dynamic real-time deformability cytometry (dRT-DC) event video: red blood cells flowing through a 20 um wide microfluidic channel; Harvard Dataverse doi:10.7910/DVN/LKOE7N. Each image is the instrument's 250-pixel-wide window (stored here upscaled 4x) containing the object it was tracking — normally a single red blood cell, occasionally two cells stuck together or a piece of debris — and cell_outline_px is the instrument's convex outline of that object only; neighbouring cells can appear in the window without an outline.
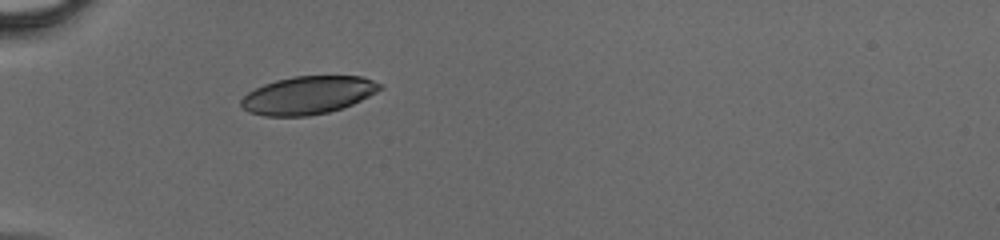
{"species": "human", "species_latin": "Homo sapiens", "temperature_condition": "cold", "stored_images_in_passage": 31, "camera_frame_rate_fps": 3000, "um_per_image_px": 0.085, "donor": {"sex": "male"}, "frame": {"image": 1, "passage_image": 1, "time_ms": 0.0, "image_size_px": [1000, 240], "cell_outline_px": [[384, 88], [352, 104], [328, 112], [308, 116], [264, 116], [248, 112], [240, 104], [240, 100], [248, 92], [264, 84], [276, 80], [296, 76], [360, 76], [372, 80], [380, 84]], "centroid_in_image_um": [26.15, 8.09], "position_along_channel_um": 58.8, "area_um2": 30.46}}
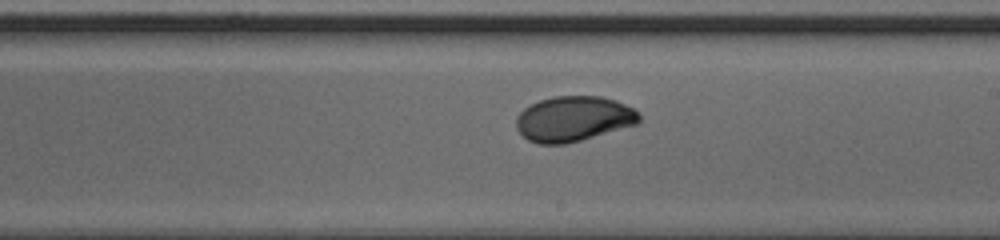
{"frame": {"image": 2, "passage_image": 14, "time_ms": 4.333, "image_size_px": [1000, 240], "cell_outline_px": [[640, 120], [636, 124], [580, 140], [564, 144], [540, 144], [528, 140], [516, 128], [516, 116], [524, 108], [540, 100], [552, 96], [600, 96], [616, 100], [632, 108], [640, 116]], "centroid_in_image_um": [48.71, 10.09], "position_along_channel_um": 240.3, "area_um2": 32.14}}
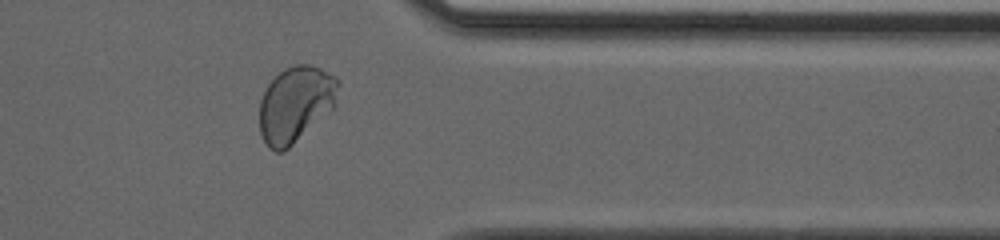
{"frame": {"image": 3, "passage_image": 24, "time_ms": 7.667, "image_size_px": [1000, 240], "cell_outline_px": [[340, 80], [332, 108], [284, 152], [276, 152], [268, 148], [260, 132], [260, 100], [268, 84], [284, 68], [296, 64], [308, 64], [320, 68], [336, 76]], "centroid_in_image_um": [25.1, 8.84], "position_along_channel_um": 386.3, "area_um2": 34.39}}